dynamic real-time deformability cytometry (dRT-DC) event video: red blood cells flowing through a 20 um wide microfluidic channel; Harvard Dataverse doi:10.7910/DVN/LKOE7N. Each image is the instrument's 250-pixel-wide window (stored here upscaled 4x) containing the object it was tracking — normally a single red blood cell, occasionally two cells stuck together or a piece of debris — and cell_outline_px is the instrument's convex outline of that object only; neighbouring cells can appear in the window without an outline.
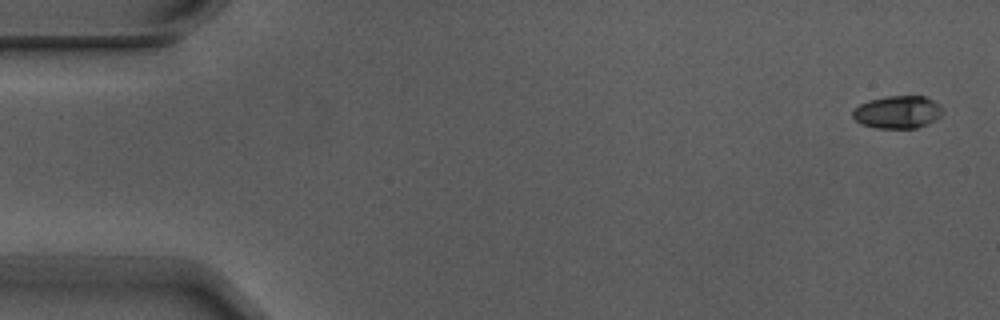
{"species": "Egyptian fruit bat (a non-hibernating species)", "species_latin": "Rousettus aegyptiacus", "temperature_condition": "warm", "stored_images_in_passage": 5, "camera_frame_rate_fps": 3000, "um_per_image_px": 0.085, "animal": {"sex": "male"}, "frame": {"image": 1, "passage_image": 1, "time_ms": 0.0, "image_size_px": [1000, 320], "cell_outline_px": [[940, 116], [936, 120], [916, 128], [876, 128], [860, 124], [852, 116], [852, 112], [860, 104], [868, 100], [888, 96], [924, 96], [940, 104]], "centroid_in_image_um": [76.27, 9.53], "position_along_channel_um": 8.7, "area_um2": 16.99}}
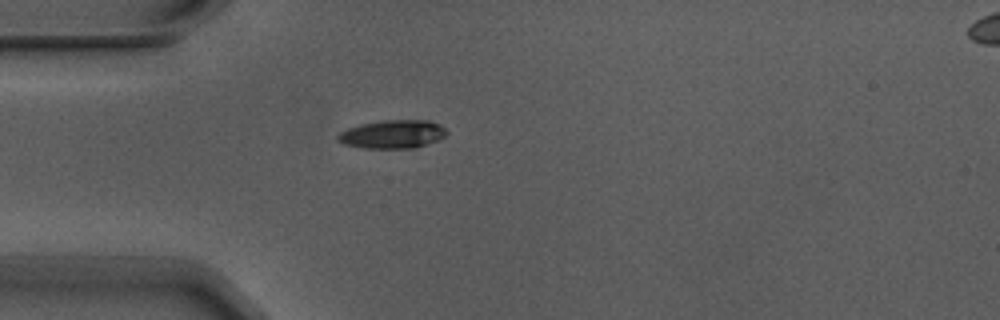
{"frame": {"image": 2, "passage_image": 5, "time_ms": 1.333, "image_size_px": [1000, 320], "cell_outline_px": [[448, 132], [444, 136], [436, 140], [416, 148], [364, 148], [344, 144], [336, 136], [340, 132], [348, 128], [360, 124], [384, 120], [428, 120], [440, 124]], "centroid_in_image_um": [33.37, 11.4], "position_along_channel_um": 51.6, "area_um2": 17.86}}